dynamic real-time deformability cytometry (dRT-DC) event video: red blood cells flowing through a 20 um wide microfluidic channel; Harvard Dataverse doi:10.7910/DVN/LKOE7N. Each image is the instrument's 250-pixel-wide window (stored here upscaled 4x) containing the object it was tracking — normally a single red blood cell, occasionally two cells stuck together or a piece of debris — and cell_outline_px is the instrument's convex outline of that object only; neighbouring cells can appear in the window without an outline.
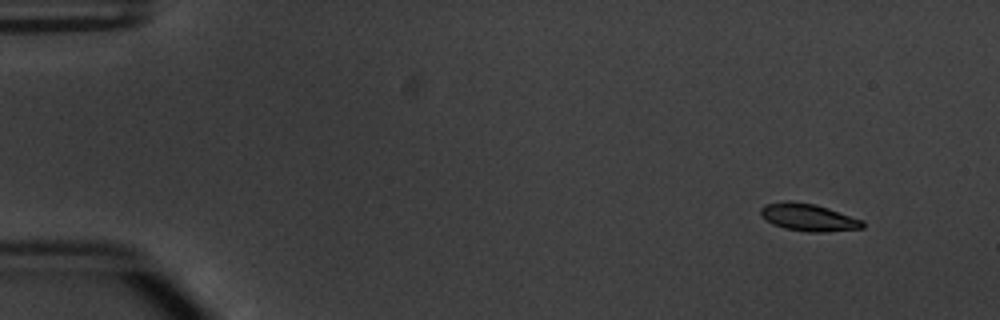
{"species": "common noctule bat (a hibernating species)", "species_latin": "Nyctalus noctula", "temperature_condition": "warm", "stored_images_in_passage": 51, "segment_of_instrument_passage": [1, 2], "camera_frame_rate_fps": 3000, "um_per_image_px": 0.085, "animal": {"sex": "male", "body_mass_g": 20.1, "forearm_length_mm": 53.5}, "frame": {"image": 1, "passage_image": 1, "time_ms": 0.0, "image_size_px": [1000, 320], "cell_outline_px": [[864, 228], [824, 232], [808, 232], [784, 228], [772, 224], [760, 216], [760, 208], [764, 204], [788, 200], [816, 204], [864, 220]], "centroid_in_image_um": [68.7, 18.47], "position_along_channel_um": 16.3, "area_um2": 16.47}}
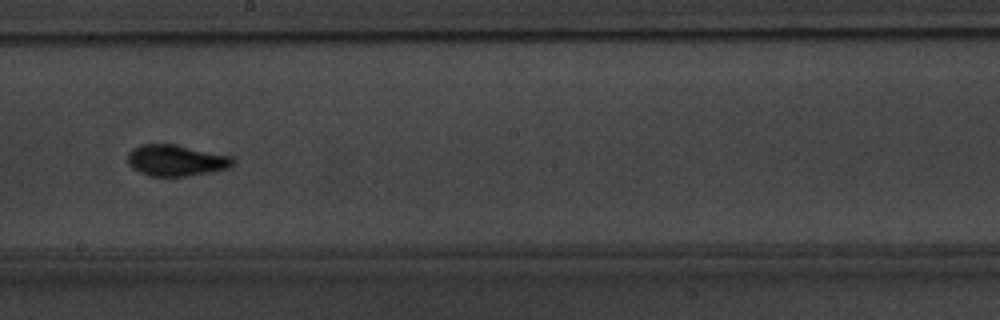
{"frame": {"image": 2, "passage_image": 27, "time_ms": 8.667, "image_size_px": [1000, 320], "cell_outline_px": [[236, 160], [228, 168], [188, 176], [152, 176], [140, 172], [132, 168], [128, 164], [128, 152], [132, 148], [140, 144], [172, 144], [232, 156]], "centroid_in_image_um": [14.94, 13.63], "position_along_channel_um": 233.3, "area_um2": 19.02}}
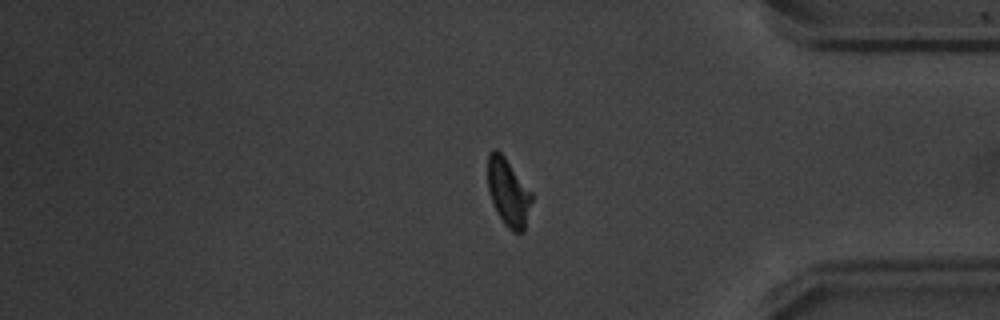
{"frame": {"image": 3, "passage_image": 41, "time_ms": 13.333, "image_size_px": [1000, 320], "cell_outline_px": [[532, 200], [524, 232], [512, 232], [504, 224], [496, 212], [488, 188], [488, 152], [492, 148], [496, 148], [504, 156], [532, 192]], "centroid_in_image_um": [43.2, 16.35], "position_along_channel_um": 392.0, "area_um2": 17.34}}